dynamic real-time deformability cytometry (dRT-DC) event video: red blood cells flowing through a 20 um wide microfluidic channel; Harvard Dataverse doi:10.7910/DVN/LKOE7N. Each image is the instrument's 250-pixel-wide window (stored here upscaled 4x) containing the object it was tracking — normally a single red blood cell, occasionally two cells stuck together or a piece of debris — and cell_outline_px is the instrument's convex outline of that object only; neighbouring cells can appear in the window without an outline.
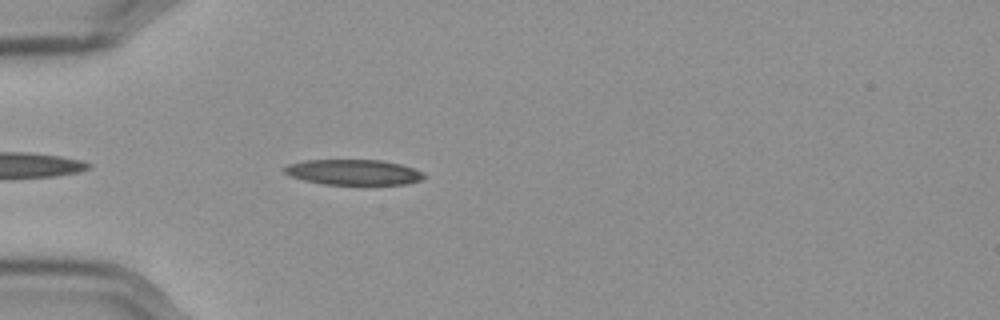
{"species": "Egyptian fruit bat (a non-hibernating species)", "species_latin": "Rousettus aegyptiacus", "temperature_condition": "cold", "stored_images_in_passage": 19, "camera_frame_rate_fps": 3000, "um_per_image_px": 0.085, "frame": {"image": 1, "passage_image": 4, "time_ms": 1.0, "image_size_px": [1000, 320], "cell_outline_px": [[424, 176], [420, 180], [408, 184], [324, 184], [304, 180], [292, 176], [284, 172], [284, 168], [288, 164], [304, 160], [380, 160], [400, 164], [412, 168], [420, 172]], "centroid_in_image_um": [30.01, 14.63], "position_along_channel_um": 55.0, "area_um2": 20.35}}
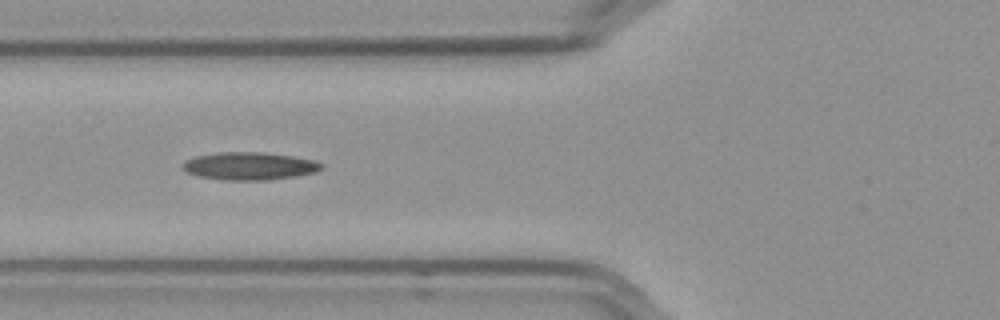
{"frame": {"image": 2, "passage_image": 9, "time_ms": 2.667, "image_size_px": [1000, 320], "cell_outline_px": [[324, 164], [316, 172], [296, 176], [268, 180], [224, 180], [196, 176], [180, 168], [180, 164], [184, 160], [196, 156], [220, 152], [264, 152], [292, 156], [312, 160]], "centroid_in_image_um": [21.14, 14.11], "position_along_channel_um": 104.7, "area_um2": 22.54}}